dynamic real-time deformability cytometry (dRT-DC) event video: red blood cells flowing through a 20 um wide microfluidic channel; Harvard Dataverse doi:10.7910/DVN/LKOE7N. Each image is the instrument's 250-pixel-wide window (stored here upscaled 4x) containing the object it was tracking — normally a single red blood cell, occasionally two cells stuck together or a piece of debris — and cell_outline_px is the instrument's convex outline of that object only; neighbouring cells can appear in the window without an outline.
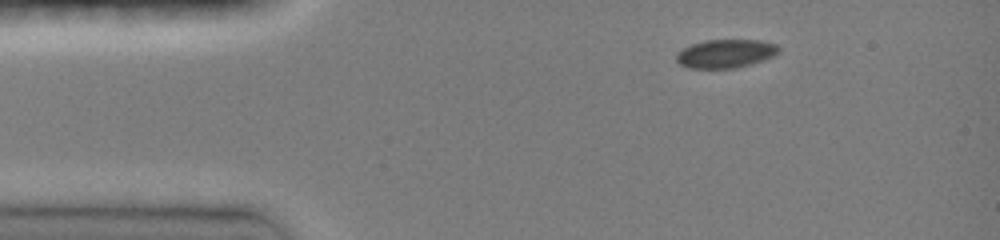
{"species": "common noctule bat (a hibernating species)", "species_latin": "Nyctalus noctula", "temperature_condition": "room temperature", "stored_images_in_passage": 41, "camera_frame_rate_fps": 3000, "um_per_image_px": 0.085, "animal": {"sex": "female", "body_mass_g": 19.0, "forearm_length_mm": 51.5}, "frame": {"image": 1, "passage_image": 1, "time_ms": 0.0, "image_size_px": [1000, 240], "cell_outline_px": [[780, 52], [764, 60], [736, 68], [688, 68], [680, 64], [676, 60], [676, 52], [692, 44], [704, 40], [760, 40], [776, 44], [780, 48]], "centroid_in_image_um": [61.68, 4.55], "position_along_channel_um": 23.3, "area_um2": 17.05}}
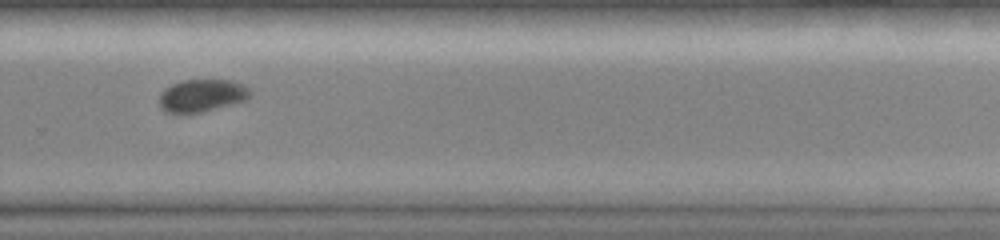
{"frame": {"image": 2, "passage_image": 27, "time_ms": 8.667, "image_size_px": [1000, 240], "cell_outline_px": [[252, 92], [244, 100], [200, 112], [164, 112], [160, 108], [160, 92], [164, 88], [172, 84], [184, 80], [232, 80], [244, 84]], "centroid_in_image_um": [17.13, 8.1], "position_along_channel_um": 312.7, "area_um2": 16.94}}
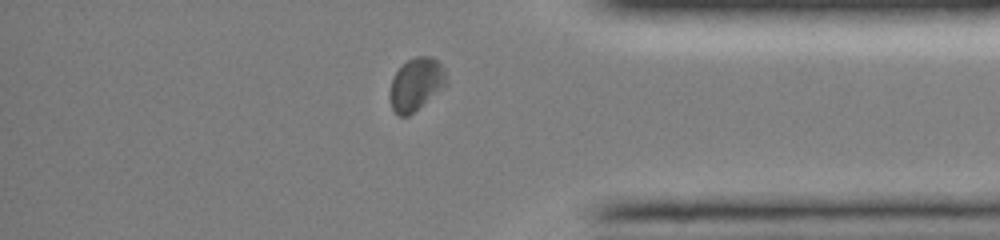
{"frame": {"image": 3, "passage_image": 34, "time_ms": 11.0, "image_size_px": [1000, 240], "cell_outline_px": [[448, 84], [408, 116], [400, 116], [392, 108], [388, 96], [392, 76], [408, 60], [416, 56], [432, 56], [444, 68], [448, 80]], "centroid_in_image_um": [35.37, 7.15], "position_along_channel_um": 399.8, "area_um2": 17.34}, "authors_computed_cell_mechanics": {"area_um2": 17.5134, "velocity_mm_per_s": 4.0003, "shape_relaxation_time_tau1_ms": 4.2596, "shape_relaxation_time_tau2_ms": null, "deformation_change_tau1": 0.0694, "deformation_change_tau2": null}}